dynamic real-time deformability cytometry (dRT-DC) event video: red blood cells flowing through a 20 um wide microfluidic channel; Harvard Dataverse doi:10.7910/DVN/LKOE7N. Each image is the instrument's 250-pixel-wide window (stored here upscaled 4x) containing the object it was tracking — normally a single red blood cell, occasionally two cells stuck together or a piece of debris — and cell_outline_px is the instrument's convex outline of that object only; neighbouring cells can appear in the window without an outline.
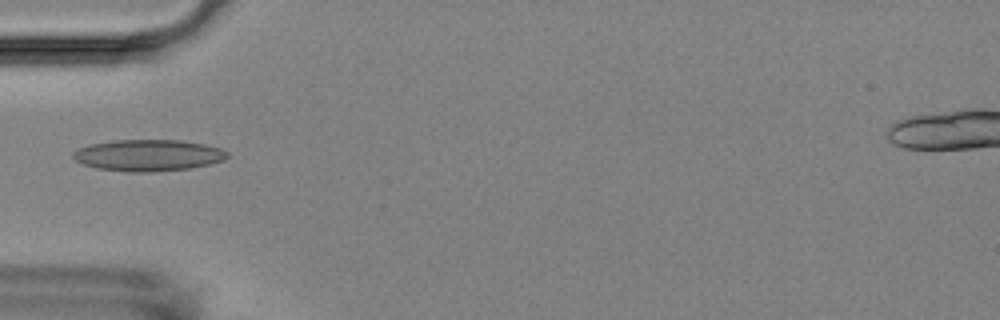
{"species": "Egyptian fruit bat (a non-hibernating species)", "species_latin": "Rousettus aegyptiacus", "temperature_condition": "room temperature", "stored_images_in_passage": 6, "camera_frame_rate_fps": 3000, "um_per_image_px": 0.085, "animal": {"sex": "female"}, "frame": {"image": 1, "passage_image": 2, "time_ms": 1.333, "image_size_px": [1000, 320], "cell_outline_px": [[228, 156], [224, 160], [208, 164], [188, 168], [152, 172], [132, 172], [96, 168], [84, 164], [76, 160], [72, 156], [72, 152], [80, 148], [92, 144], [116, 140], [180, 140], [204, 144], [220, 148], [228, 152]], "centroid_in_image_um": [12.61, 13.2], "position_along_channel_um": 72.4, "area_um2": 28.03}}
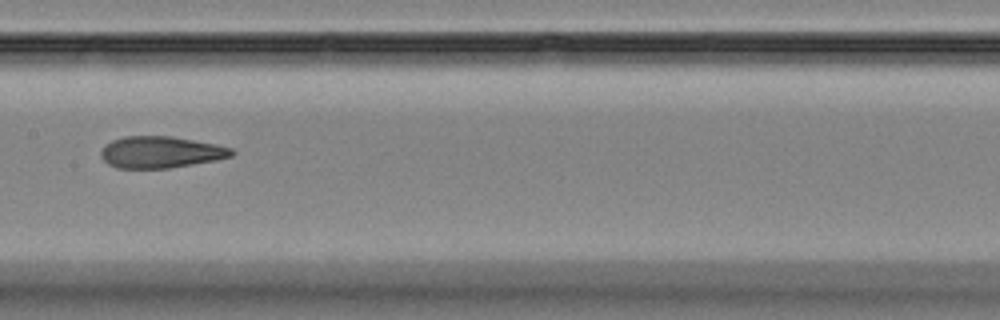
{"frame": {"image": 2, "passage_image": 5, "time_ms": 4.667, "image_size_px": [1000, 320], "cell_outline_px": [[236, 152], [232, 156], [216, 160], [168, 168], [116, 168], [108, 164], [100, 156], [100, 152], [112, 140], [124, 136], [172, 136], [216, 144], [232, 148]], "centroid_in_image_um": [13.68, 12.93], "position_along_channel_um": 193.7, "area_um2": 24.04}}
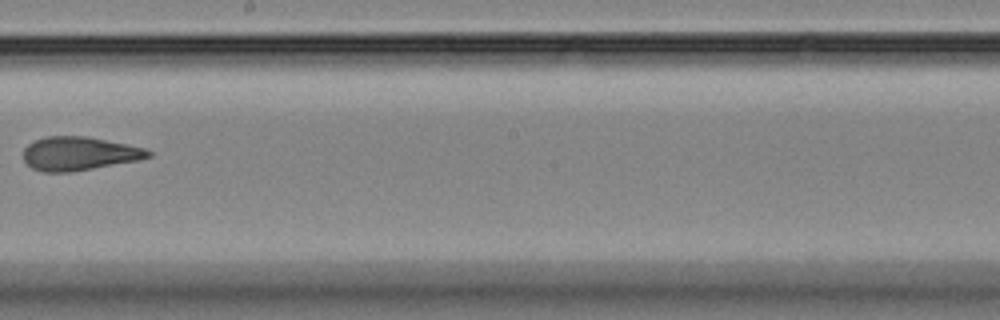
{"frame": {"image": 3, "passage_image": 6, "time_ms": 6.0, "image_size_px": [1000, 320], "cell_outline_px": [[152, 156], [140, 160], [68, 172], [44, 172], [32, 168], [24, 160], [24, 148], [28, 144], [36, 140], [48, 136], [88, 136], [144, 148], [152, 152]], "centroid_in_image_um": [6.73, 13.05], "position_along_channel_um": 241.5, "area_um2": 24.28}}